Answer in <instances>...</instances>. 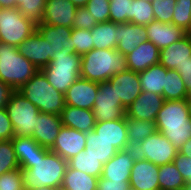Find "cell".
<instances>
[{
    "instance_id": "1",
    "label": "cell",
    "mask_w": 191,
    "mask_h": 190,
    "mask_svg": "<svg viewBox=\"0 0 191 190\" xmlns=\"http://www.w3.org/2000/svg\"><path fill=\"white\" fill-rule=\"evenodd\" d=\"M155 125L179 151L191 138V116L187 99L164 100L158 112Z\"/></svg>"
},
{
    "instance_id": "2",
    "label": "cell",
    "mask_w": 191,
    "mask_h": 190,
    "mask_svg": "<svg viewBox=\"0 0 191 190\" xmlns=\"http://www.w3.org/2000/svg\"><path fill=\"white\" fill-rule=\"evenodd\" d=\"M127 69L126 56L116 49L94 48L81 56L80 77L90 81H108Z\"/></svg>"
},
{
    "instance_id": "3",
    "label": "cell",
    "mask_w": 191,
    "mask_h": 190,
    "mask_svg": "<svg viewBox=\"0 0 191 190\" xmlns=\"http://www.w3.org/2000/svg\"><path fill=\"white\" fill-rule=\"evenodd\" d=\"M68 161L49 150L44 157L31 162L29 169H21L25 190L62 186Z\"/></svg>"
},
{
    "instance_id": "4",
    "label": "cell",
    "mask_w": 191,
    "mask_h": 190,
    "mask_svg": "<svg viewBox=\"0 0 191 190\" xmlns=\"http://www.w3.org/2000/svg\"><path fill=\"white\" fill-rule=\"evenodd\" d=\"M40 112L61 115L65 107V97L53 88L45 74L39 70L18 90Z\"/></svg>"
},
{
    "instance_id": "5",
    "label": "cell",
    "mask_w": 191,
    "mask_h": 190,
    "mask_svg": "<svg viewBox=\"0 0 191 190\" xmlns=\"http://www.w3.org/2000/svg\"><path fill=\"white\" fill-rule=\"evenodd\" d=\"M36 68L18 48L0 42V80L13 90H19L37 72Z\"/></svg>"
},
{
    "instance_id": "6",
    "label": "cell",
    "mask_w": 191,
    "mask_h": 190,
    "mask_svg": "<svg viewBox=\"0 0 191 190\" xmlns=\"http://www.w3.org/2000/svg\"><path fill=\"white\" fill-rule=\"evenodd\" d=\"M81 55L68 49L54 53L51 62L41 69L49 84L60 93L67 89L80 77Z\"/></svg>"
},
{
    "instance_id": "7",
    "label": "cell",
    "mask_w": 191,
    "mask_h": 190,
    "mask_svg": "<svg viewBox=\"0 0 191 190\" xmlns=\"http://www.w3.org/2000/svg\"><path fill=\"white\" fill-rule=\"evenodd\" d=\"M125 150L133 161L148 160L157 166L173 162L179 152L159 131L140 143L128 142Z\"/></svg>"
},
{
    "instance_id": "8",
    "label": "cell",
    "mask_w": 191,
    "mask_h": 190,
    "mask_svg": "<svg viewBox=\"0 0 191 190\" xmlns=\"http://www.w3.org/2000/svg\"><path fill=\"white\" fill-rule=\"evenodd\" d=\"M14 128V136L32 137L40 111L18 90H14L5 107Z\"/></svg>"
},
{
    "instance_id": "9",
    "label": "cell",
    "mask_w": 191,
    "mask_h": 190,
    "mask_svg": "<svg viewBox=\"0 0 191 190\" xmlns=\"http://www.w3.org/2000/svg\"><path fill=\"white\" fill-rule=\"evenodd\" d=\"M36 23L17 8L0 9V42L18 47L36 30Z\"/></svg>"
},
{
    "instance_id": "10",
    "label": "cell",
    "mask_w": 191,
    "mask_h": 190,
    "mask_svg": "<svg viewBox=\"0 0 191 190\" xmlns=\"http://www.w3.org/2000/svg\"><path fill=\"white\" fill-rule=\"evenodd\" d=\"M96 122L121 119L126 115V108L118 100L115 89L109 81L99 83L94 106L92 109Z\"/></svg>"
},
{
    "instance_id": "11",
    "label": "cell",
    "mask_w": 191,
    "mask_h": 190,
    "mask_svg": "<svg viewBox=\"0 0 191 190\" xmlns=\"http://www.w3.org/2000/svg\"><path fill=\"white\" fill-rule=\"evenodd\" d=\"M18 51L38 70L46 67L53 58L51 44L46 41L41 34L35 30L18 47Z\"/></svg>"
},
{
    "instance_id": "12",
    "label": "cell",
    "mask_w": 191,
    "mask_h": 190,
    "mask_svg": "<svg viewBox=\"0 0 191 190\" xmlns=\"http://www.w3.org/2000/svg\"><path fill=\"white\" fill-rule=\"evenodd\" d=\"M99 83L79 77L64 94L65 105L92 110Z\"/></svg>"
},
{
    "instance_id": "13",
    "label": "cell",
    "mask_w": 191,
    "mask_h": 190,
    "mask_svg": "<svg viewBox=\"0 0 191 190\" xmlns=\"http://www.w3.org/2000/svg\"><path fill=\"white\" fill-rule=\"evenodd\" d=\"M85 146L86 133L62 126L53 146L49 150L68 161L81 151H84Z\"/></svg>"
},
{
    "instance_id": "14",
    "label": "cell",
    "mask_w": 191,
    "mask_h": 190,
    "mask_svg": "<svg viewBox=\"0 0 191 190\" xmlns=\"http://www.w3.org/2000/svg\"><path fill=\"white\" fill-rule=\"evenodd\" d=\"M163 102L162 95L142 91L126 109V116L132 119L155 122Z\"/></svg>"
},
{
    "instance_id": "15",
    "label": "cell",
    "mask_w": 191,
    "mask_h": 190,
    "mask_svg": "<svg viewBox=\"0 0 191 190\" xmlns=\"http://www.w3.org/2000/svg\"><path fill=\"white\" fill-rule=\"evenodd\" d=\"M115 89L118 100L127 109L142 92L140 78L137 72L127 69L115 74L108 80Z\"/></svg>"
},
{
    "instance_id": "16",
    "label": "cell",
    "mask_w": 191,
    "mask_h": 190,
    "mask_svg": "<svg viewBox=\"0 0 191 190\" xmlns=\"http://www.w3.org/2000/svg\"><path fill=\"white\" fill-rule=\"evenodd\" d=\"M77 7L69 0H46L43 19L39 24L73 28Z\"/></svg>"
},
{
    "instance_id": "17",
    "label": "cell",
    "mask_w": 191,
    "mask_h": 190,
    "mask_svg": "<svg viewBox=\"0 0 191 190\" xmlns=\"http://www.w3.org/2000/svg\"><path fill=\"white\" fill-rule=\"evenodd\" d=\"M159 166L148 160L134 161L129 179L131 190H159Z\"/></svg>"
},
{
    "instance_id": "18",
    "label": "cell",
    "mask_w": 191,
    "mask_h": 190,
    "mask_svg": "<svg viewBox=\"0 0 191 190\" xmlns=\"http://www.w3.org/2000/svg\"><path fill=\"white\" fill-rule=\"evenodd\" d=\"M190 60L191 36L189 34L160 50L159 63L168 70H178Z\"/></svg>"
},
{
    "instance_id": "19",
    "label": "cell",
    "mask_w": 191,
    "mask_h": 190,
    "mask_svg": "<svg viewBox=\"0 0 191 190\" xmlns=\"http://www.w3.org/2000/svg\"><path fill=\"white\" fill-rule=\"evenodd\" d=\"M145 28L147 30L148 40L159 50L170 46L186 35V31L179 26L155 20L145 25Z\"/></svg>"
},
{
    "instance_id": "20",
    "label": "cell",
    "mask_w": 191,
    "mask_h": 190,
    "mask_svg": "<svg viewBox=\"0 0 191 190\" xmlns=\"http://www.w3.org/2000/svg\"><path fill=\"white\" fill-rule=\"evenodd\" d=\"M61 127L62 120L60 115L40 112L36 120L32 138H34L40 146L50 149Z\"/></svg>"
},
{
    "instance_id": "21",
    "label": "cell",
    "mask_w": 191,
    "mask_h": 190,
    "mask_svg": "<svg viewBox=\"0 0 191 190\" xmlns=\"http://www.w3.org/2000/svg\"><path fill=\"white\" fill-rule=\"evenodd\" d=\"M148 40L145 26L131 22L118 24L116 50L124 56L135 50L141 43Z\"/></svg>"
},
{
    "instance_id": "22",
    "label": "cell",
    "mask_w": 191,
    "mask_h": 190,
    "mask_svg": "<svg viewBox=\"0 0 191 190\" xmlns=\"http://www.w3.org/2000/svg\"><path fill=\"white\" fill-rule=\"evenodd\" d=\"M95 133L111 142L118 151L125 150L128 144L127 124L125 117L121 119L96 122Z\"/></svg>"
},
{
    "instance_id": "23",
    "label": "cell",
    "mask_w": 191,
    "mask_h": 190,
    "mask_svg": "<svg viewBox=\"0 0 191 190\" xmlns=\"http://www.w3.org/2000/svg\"><path fill=\"white\" fill-rule=\"evenodd\" d=\"M160 50L149 40L141 43L135 50L126 55L127 67L133 72H142L158 64Z\"/></svg>"
},
{
    "instance_id": "24",
    "label": "cell",
    "mask_w": 191,
    "mask_h": 190,
    "mask_svg": "<svg viewBox=\"0 0 191 190\" xmlns=\"http://www.w3.org/2000/svg\"><path fill=\"white\" fill-rule=\"evenodd\" d=\"M11 140L20 169H29L31 162L38 157H44L49 151L48 148L40 146L32 137L14 136Z\"/></svg>"
},
{
    "instance_id": "25",
    "label": "cell",
    "mask_w": 191,
    "mask_h": 190,
    "mask_svg": "<svg viewBox=\"0 0 191 190\" xmlns=\"http://www.w3.org/2000/svg\"><path fill=\"white\" fill-rule=\"evenodd\" d=\"M62 126L88 133L96 125V118L92 110L65 105L61 113Z\"/></svg>"
},
{
    "instance_id": "26",
    "label": "cell",
    "mask_w": 191,
    "mask_h": 190,
    "mask_svg": "<svg viewBox=\"0 0 191 190\" xmlns=\"http://www.w3.org/2000/svg\"><path fill=\"white\" fill-rule=\"evenodd\" d=\"M134 161L126 150H120L103 165L102 178L110 181H129Z\"/></svg>"
},
{
    "instance_id": "27",
    "label": "cell",
    "mask_w": 191,
    "mask_h": 190,
    "mask_svg": "<svg viewBox=\"0 0 191 190\" xmlns=\"http://www.w3.org/2000/svg\"><path fill=\"white\" fill-rule=\"evenodd\" d=\"M36 30L46 41L51 44L52 53L62 52L64 48L71 51V43L69 42V38L72 33V28L37 24Z\"/></svg>"
},
{
    "instance_id": "28",
    "label": "cell",
    "mask_w": 191,
    "mask_h": 190,
    "mask_svg": "<svg viewBox=\"0 0 191 190\" xmlns=\"http://www.w3.org/2000/svg\"><path fill=\"white\" fill-rule=\"evenodd\" d=\"M85 154L99 160L102 164L114 157L118 150L112 146L111 142L98 136L94 130L86 133Z\"/></svg>"
},
{
    "instance_id": "29",
    "label": "cell",
    "mask_w": 191,
    "mask_h": 190,
    "mask_svg": "<svg viewBox=\"0 0 191 190\" xmlns=\"http://www.w3.org/2000/svg\"><path fill=\"white\" fill-rule=\"evenodd\" d=\"M167 69L160 63L139 72L140 84L142 91L162 95L165 87V77Z\"/></svg>"
},
{
    "instance_id": "30",
    "label": "cell",
    "mask_w": 191,
    "mask_h": 190,
    "mask_svg": "<svg viewBox=\"0 0 191 190\" xmlns=\"http://www.w3.org/2000/svg\"><path fill=\"white\" fill-rule=\"evenodd\" d=\"M94 48L96 49H116L118 36V23L106 21L97 23L91 29Z\"/></svg>"
},
{
    "instance_id": "31",
    "label": "cell",
    "mask_w": 191,
    "mask_h": 190,
    "mask_svg": "<svg viewBox=\"0 0 191 190\" xmlns=\"http://www.w3.org/2000/svg\"><path fill=\"white\" fill-rule=\"evenodd\" d=\"M98 179L68 166L61 187L63 190H97Z\"/></svg>"
},
{
    "instance_id": "32",
    "label": "cell",
    "mask_w": 191,
    "mask_h": 190,
    "mask_svg": "<svg viewBox=\"0 0 191 190\" xmlns=\"http://www.w3.org/2000/svg\"><path fill=\"white\" fill-rule=\"evenodd\" d=\"M162 96L164 100H184L189 97L181 75L177 70H168L165 77V87Z\"/></svg>"
},
{
    "instance_id": "33",
    "label": "cell",
    "mask_w": 191,
    "mask_h": 190,
    "mask_svg": "<svg viewBox=\"0 0 191 190\" xmlns=\"http://www.w3.org/2000/svg\"><path fill=\"white\" fill-rule=\"evenodd\" d=\"M158 174L159 190H179L186 185L173 162L159 166Z\"/></svg>"
},
{
    "instance_id": "34",
    "label": "cell",
    "mask_w": 191,
    "mask_h": 190,
    "mask_svg": "<svg viewBox=\"0 0 191 190\" xmlns=\"http://www.w3.org/2000/svg\"><path fill=\"white\" fill-rule=\"evenodd\" d=\"M103 165L99 160L81 151L76 156L68 160V166L80 172L100 178L103 171Z\"/></svg>"
},
{
    "instance_id": "35",
    "label": "cell",
    "mask_w": 191,
    "mask_h": 190,
    "mask_svg": "<svg viewBox=\"0 0 191 190\" xmlns=\"http://www.w3.org/2000/svg\"><path fill=\"white\" fill-rule=\"evenodd\" d=\"M128 142L140 143L157 131L155 122L132 119L125 115Z\"/></svg>"
},
{
    "instance_id": "36",
    "label": "cell",
    "mask_w": 191,
    "mask_h": 190,
    "mask_svg": "<svg viewBox=\"0 0 191 190\" xmlns=\"http://www.w3.org/2000/svg\"><path fill=\"white\" fill-rule=\"evenodd\" d=\"M155 20L151 1L133 0L131 4V23L148 25Z\"/></svg>"
},
{
    "instance_id": "37",
    "label": "cell",
    "mask_w": 191,
    "mask_h": 190,
    "mask_svg": "<svg viewBox=\"0 0 191 190\" xmlns=\"http://www.w3.org/2000/svg\"><path fill=\"white\" fill-rule=\"evenodd\" d=\"M92 39L91 30L72 28V33L69 38L71 51L81 56L88 53L94 49Z\"/></svg>"
},
{
    "instance_id": "38",
    "label": "cell",
    "mask_w": 191,
    "mask_h": 190,
    "mask_svg": "<svg viewBox=\"0 0 191 190\" xmlns=\"http://www.w3.org/2000/svg\"><path fill=\"white\" fill-rule=\"evenodd\" d=\"M46 0H16V8L26 18L39 24L43 19Z\"/></svg>"
},
{
    "instance_id": "39",
    "label": "cell",
    "mask_w": 191,
    "mask_h": 190,
    "mask_svg": "<svg viewBox=\"0 0 191 190\" xmlns=\"http://www.w3.org/2000/svg\"><path fill=\"white\" fill-rule=\"evenodd\" d=\"M19 168L12 140H0V175Z\"/></svg>"
},
{
    "instance_id": "40",
    "label": "cell",
    "mask_w": 191,
    "mask_h": 190,
    "mask_svg": "<svg viewBox=\"0 0 191 190\" xmlns=\"http://www.w3.org/2000/svg\"><path fill=\"white\" fill-rule=\"evenodd\" d=\"M133 0H109L110 21L118 24L131 22V4Z\"/></svg>"
},
{
    "instance_id": "41",
    "label": "cell",
    "mask_w": 191,
    "mask_h": 190,
    "mask_svg": "<svg viewBox=\"0 0 191 190\" xmlns=\"http://www.w3.org/2000/svg\"><path fill=\"white\" fill-rule=\"evenodd\" d=\"M175 3L172 24L187 31L191 22V0H176Z\"/></svg>"
},
{
    "instance_id": "42",
    "label": "cell",
    "mask_w": 191,
    "mask_h": 190,
    "mask_svg": "<svg viewBox=\"0 0 191 190\" xmlns=\"http://www.w3.org/2000/svg\"><path fill=\"white\" fill-rule=\"evenodd\" d=\"M176 0H152L155 21L162 23H172L174 6Z\"/></svg>"
},
{
    "instance_id": "43",
    "label": "cell",
    "mask_w": 191,
    "mask_h": 190,
    "mask_svg": "<svg viewBox=\"0 0 191 190\" xmlns=\"http://www.w3.org/2000/svg\"><path fill=\"white\" fill-rule=\"evenodd\" d=\"M85 8L98 23L110 21L109 0H89Z\"/></svg>"
},
{
    "instance_id": "44",
    "label": "cell",
    "mask_w": 191,
    "mask_h": 190,
    "mask_svg": "<svg viewBox=\"0 0 191 190\" xmlns=\"http://www.w3.org/2000/svg\"><path fill=\"white\" fill-rule=\"evenodd\" d=\"M0 190H25L20 168L0 175Z\"/></svg>"
},
{
    "instance_id": "45",
    "label": "cell",
    "mask_w": 191,
    "mask_h": 190,
    "mask_svg": "<svg viewBox=\"0 0 191 190\" xmlns=\"http://www.w3.org/2000/svg\"><path fill=\"white\" fill-rule=\"evenodd\" d=\"M98 22L85 7H77L73 21V28L91 30Z\"/></svg>"
},
{
    "instance_id": "46",
    "label": "cell",
    "mask_w": 191,
    "mask_h": 190,
    "mask_svg": "<svg viewBox=\"0 0 191 190\" xmlns=\"http://www.w3.org/2000/svg\"><path fill=\"white\" fill-rule=\"evenodd\" d=\"M173 163L182 175L185 182H191V157H186L185 155H182L178 152L173 160Z\"/></svg>"
},
{
    "instance_id": "47",
    "label": "cell",
    "mask_w": 191,
    "mask_h": 190,
    "mask_svg": "<svg viewBox=\"0 0 191 190\" xmlns=\"http://www.w3.org/2000/svg\"><path fill=\"white\" fill-rule=\"evenodd\" d=\"M14 128L5 108L0 109V140H11Z\"/></svg>"
},
{
    "instance_id": "48",
    "label": "cell",
    "mask_w": 191,
    "mask_h": 190,
    "mask_svg": "<svg viewBox=\"0 0 191 190\" xmlns=\"http://www.w3.org/2000/svg\"><path fill=\"white\" fill-rule=\"evenodd\" d=\"M97 190H130V183L129 181H110L100 177Z\"/></svg>"
},
{
    "instance_id": "49",
    "label": "cell",
    "mask_w": 191,
    "mask_h": 190,
    "mask_svg": "<svg viewBox=\"0 0 191 190\" xmlns=\"http://www.w3.org/2000/svg\"><path fill=\"white\" fill-rule=\"evenodd\" d=\"M181 75L186 90L191 93V60L177 70Z\"/></svg>"
},
{
    "instance_id": "50",
    "label": "cell",
    "mask_w": 191,
    "mask_h": 190,
    "mask_svg": "<svg viewBox=\"0 0 191 190\" xmlns=\"http://www.w3.org/2000/svg\"><path fill=\"white\" fill-rule=\"evenodd\" d=\"M14 90L0 80V109L5 108Z\"/></svg>"
},
{
    "instance_id": "51",
    "label": "cell",
    "mask_w": 191,
    "mask_h": 190,
    "mask_svg": "<svg viewBox=\"0 0 191 190\" xmlns=\"http://www.w3.org/2000/svg\"><path fill=\"white\" fill-rule=\"evenodd\" d=\"M179 153L185 155L186 157H191V138L182 145L179 149Z\"/></svg>"
},
{
    "instance_id": "52",
    "label": "cell",
    "mask_w": 191,
    "mask_h": 190,
    "mask_svg": "<svg viewBox=\"0 0 191 190\" xmlns=\"http://www.w3.org/2000/svg\"><path fill=\"white\" fill-rule=\"evenodd\" d=\"M0 7L6 9L16 8V0H0Z\"/></svg>"
},
{
    "instance_id": "53",
    "label": "cell",
    "mask_w": 191,
    "mask_h": 190,
    "mask_svg": "<svg viewBox=\"0 0 191 190\" xmlns=\"http://www.w3.org/2000/svg\"><path fill=\"white\" fill-rule=\"evenodd\" d=\"M71 1L76 7H85L89 0H69Z\"/></svg>"
},
{
    "instance_id": "54",
    "label": "cell",
    "mask_w": 191,
    "mask_h": 190,
    "mask_svg": "<svg viewBox=\"0 0 191 190\" xmlns=\"http://www.w3.org/2000/svg\"><path fill=\"white\" fill-rule=\"evenodd\" d=\"M30 190H63L61 186L59 187H40L37 189H30Z\"/></svg>"
},
{
    "instance_id": "55",
    "label": "cell",
    "mask_w": 191,
    "mask_h": 190,
    "mask_svg": "<svg viewBox=\"0 0 191 190\" xmlns=\"http://www.w3.org/2000/svg\"><path fill=\"white\" fill-rule=\"evenodd\" d=\"M184 188L185 190H191V182H187Z\"/></svg>"
},
{
    "instance_id": "56",
    "label": "cell",
    "mask_w": 191,
    "mask_h": 190,
    "mask_svg": "<svg viewBox=\"0 0 191 190\" xmlns=\"http://www.w3.org/2000/svg\"><path fill=\"white\" fill-rule=\"evenodd\" d=\"M187 102H188L190 116H191V99H187Z\"/></svg>"
},
{
    "instance_id": "57",
    "label": "cell",
    "mask_w": 191,
    "mask_h": 190,
    "mask_svg": "<svg viewBox=\"0 0 191 190\" xmlns=\"http://www.w3.org/2000/svg\"><path fill=\"white\" fill-rule=\"evenodd\" d=\"M186 34H191V22H190V28L186 31Z\"/></svg>"
}]
</instances>
